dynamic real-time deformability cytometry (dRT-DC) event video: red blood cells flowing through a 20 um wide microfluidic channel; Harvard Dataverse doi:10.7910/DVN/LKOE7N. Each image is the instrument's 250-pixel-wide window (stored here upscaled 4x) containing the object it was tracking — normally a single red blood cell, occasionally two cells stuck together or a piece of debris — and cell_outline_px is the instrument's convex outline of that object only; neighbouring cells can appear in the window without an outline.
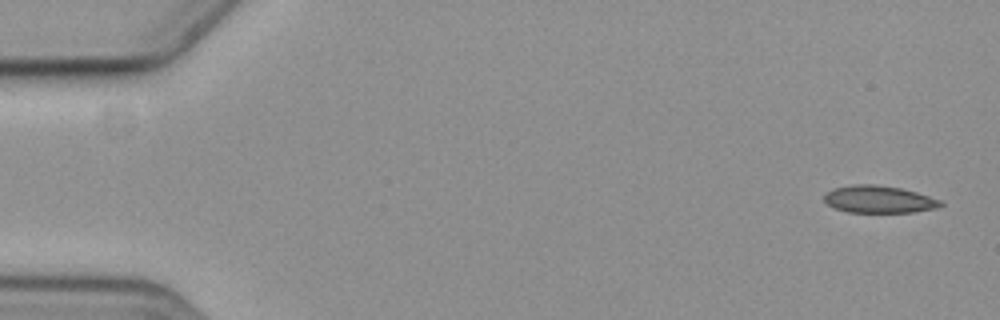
{"species": "common noctule bat (a hibernating species)", "species_latin": "Nyctalus noctula", "temperature_condition": "cold", "stored_images_in_passage": 6, "segment_of_instrument_passage": [1, 2], "camera_frame_rate_fps": 3000, "um_per_image_px": 0.085, "animal": {"sex": "female", "body_mass_g": 19.3, "forearm_length_mm": 54.1}, "frame": {"image": 1, "passage_image": 1, "time_ms": 0.0, "image_size_px": [1000, 320], "cell_outline_px": [[944, 204], [932, 208], [912, 212], [848, 212], [836, 208], [828, 204], [824, 200], [824, 196], [828, 192], [836, 188], [852, 184], [872, 184], [900, 188], [916, 192], [940, 200]], "centroid_in_image_um": [74.68, 16.94], "position_along_channel_um": 10.3, "area_um2": 18.09}}